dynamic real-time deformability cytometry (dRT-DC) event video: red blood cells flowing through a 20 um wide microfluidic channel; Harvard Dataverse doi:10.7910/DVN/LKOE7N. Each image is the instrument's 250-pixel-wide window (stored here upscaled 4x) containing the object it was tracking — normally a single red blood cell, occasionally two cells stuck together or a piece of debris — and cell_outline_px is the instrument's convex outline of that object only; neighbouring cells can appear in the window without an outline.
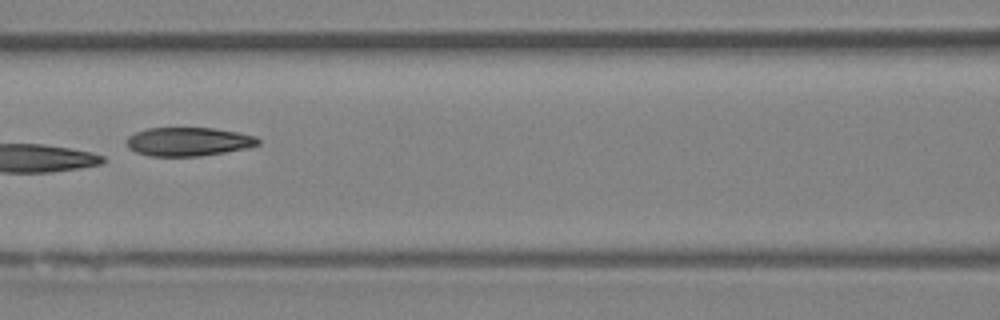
{"species": "Egyptian fruit bat (a non-hibernating species)", "species_latin": "Rousettus aegyptiacus", "temperature_condition": "room temperature", "stored_images_in_passage": 6, "camera_frame_rate_fps": 3000, "um_per_image_px": 0.085, "animal": {"sex": "female"}, "frame": {"image": 1, "passage_image": 6, "time_ms": 6.0, "image_size_px": [1000, 320], "cell_outline_px": [[260, 144], [248, 148], [200, 156], [148, 156], [136, 152], [128, 148], [124, 140], [128, 136], [136, 132], [148, 128], [212, 128], [236, 132], [256, 136], [260, 140]], "centroid_in_image_um": [15.99, 12.04], "position_along_channel_um": 150.6, "area_um2": 22.08}}